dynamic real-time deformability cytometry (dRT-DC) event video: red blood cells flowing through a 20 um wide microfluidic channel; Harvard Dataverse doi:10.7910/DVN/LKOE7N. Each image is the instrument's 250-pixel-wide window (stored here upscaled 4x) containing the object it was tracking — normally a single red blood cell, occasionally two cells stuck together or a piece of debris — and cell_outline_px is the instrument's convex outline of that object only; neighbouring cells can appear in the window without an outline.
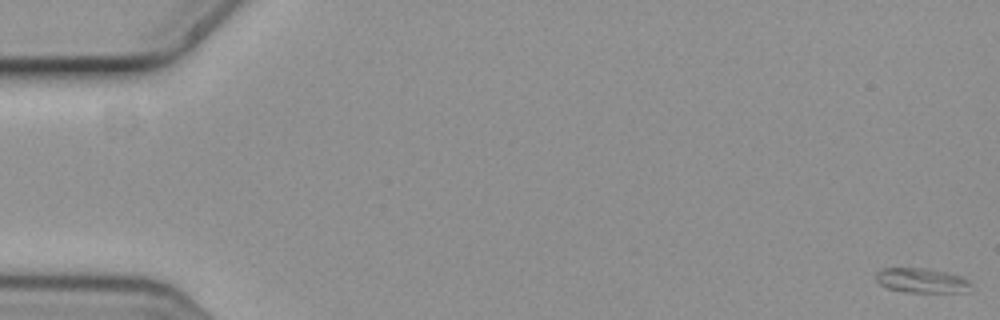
{"species": "common noctule bat (a hibernating species)", "species_latin": "Nyctalus noctula", "temperature_condition": "cold", "stored_images_in_passage": 5, "camera_frame_rate_fps": 3000, "um_per_image_px": 0.085, "animal": {"sex": "female", "body_mass_g": 19.3, "forearm_length_mm": 54.1}, "frame": {"image": 1, "passage_image": 1, "time_ms": 0.0, "image_size_px": [1000, 320], "cell_outline_px": [[972, 288], [964, 292], [904, 292], [888, 288], [880, 284], [876, 280], [876, 272], [884, 268], [928, 268], [948, 272], [972, 280]], "centroid_in_image_um": [78.4, 23.84], "position_along_channel_um": 6.6, "area_um2": 13.87}}
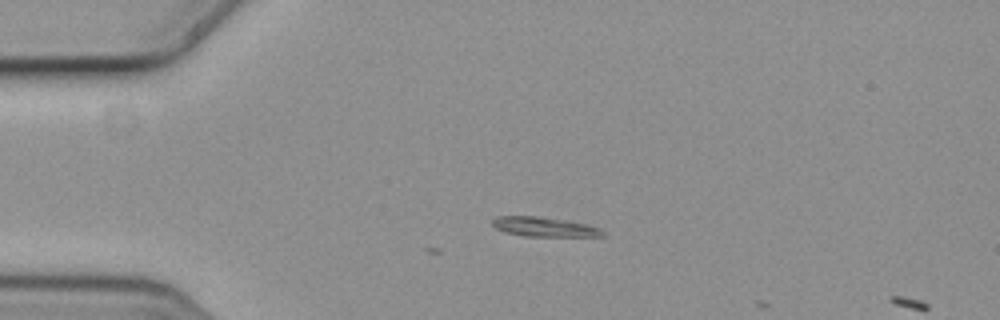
{"frame": {"image": 2, "passage_image": 4, "time_ms": 1.0, "image_size_px": [1000, 320], "cell_outline_px": [[608, 236], [524, 236], [504, 232], [496, 228], [492, 224], [492, 220], [496, 216], [540, 216], [568, 220], [588, 224], [600, 228]], "centroid_in_image_um": [46.29, 19.27], "position_along_channel_um": 38.7, "area_um2": 12.72}}